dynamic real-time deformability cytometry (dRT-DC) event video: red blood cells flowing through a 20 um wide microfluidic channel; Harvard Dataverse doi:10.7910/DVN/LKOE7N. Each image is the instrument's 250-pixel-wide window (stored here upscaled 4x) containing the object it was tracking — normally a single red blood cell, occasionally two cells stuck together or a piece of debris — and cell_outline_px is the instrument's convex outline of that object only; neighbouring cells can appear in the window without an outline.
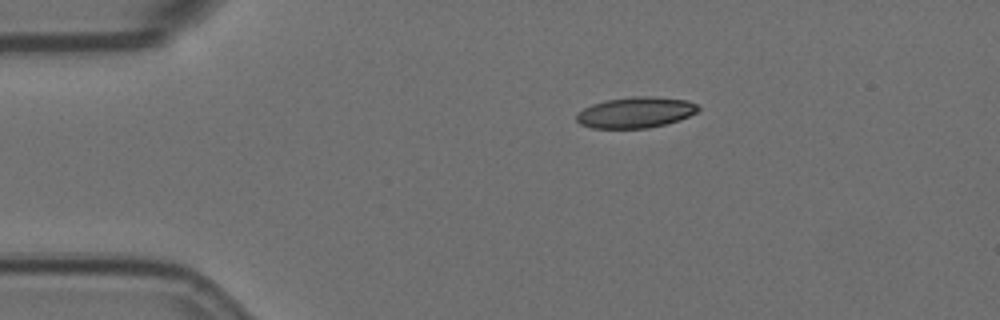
{"species": "Egyptian fruit bat (a non-hibernating species)", "species_latin": "Rousettus aegyptiacus", "temperature_condition": "room temperature", "stored_images_in_passage": 3, "camera_frame_rate_fps": 3000, "um_per_image_px": 0.085, "animal": {"sex": "female"}, "frame": {"image": 1, "passage_image": 1, "time_ms": 0.0, "image_size_px": [1000, 320], "cell_outline_px": [[700, 108], [696, 112], [680, 120], [648, 128], [592, 128], [580, 124], [576, 120], [576, 116], [584, 108], [592, 104], [608, 100], [636, 96], [648, 96], [688, 100], [696, 104]], "centroid_in_image_um": [54.03, 9.56], "position_along_channel_um": 31.0, "area_um2": 21.68}}